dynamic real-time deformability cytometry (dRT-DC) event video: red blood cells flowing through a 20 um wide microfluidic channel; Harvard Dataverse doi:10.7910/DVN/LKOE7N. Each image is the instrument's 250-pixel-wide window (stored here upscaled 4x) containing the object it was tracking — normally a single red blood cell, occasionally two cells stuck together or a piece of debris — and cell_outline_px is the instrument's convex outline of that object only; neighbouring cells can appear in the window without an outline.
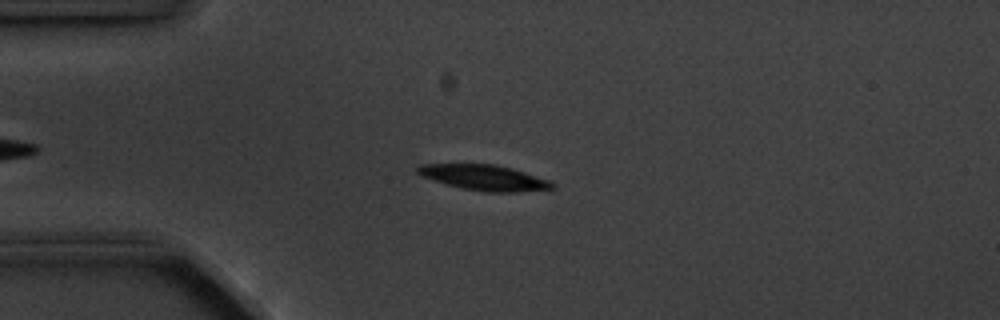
{"species": "common noctule bat (a hibernating species)", "species_latin": "Nyctalus noctula", "temperature_condition": "cold", "stored_images_in_passage": 7, "camera_frame_rate_fps": 3000, "um_per_image_px": 0.085, "animal": {"sex": "male", "body_mass_g": 20.1, "forearm_length_mm": 53.5}, "frame": {"image": 1, "passage_image": 4, "time_ms": 3.667, "image_size_px": [1000, 320], "cell_outline_px": [[556, 188], [516, 192], [484, 192], [464, 188], [448, 184], [420, 176], [416, 172], [416, 168], [420, 164], [492, 164], [512, 168], [552, 180], [556, 184]], "centroid_in_image_um": [41.21, 15.09], "position_along_channel_um": 43.8, "area_um2": 20.06}}